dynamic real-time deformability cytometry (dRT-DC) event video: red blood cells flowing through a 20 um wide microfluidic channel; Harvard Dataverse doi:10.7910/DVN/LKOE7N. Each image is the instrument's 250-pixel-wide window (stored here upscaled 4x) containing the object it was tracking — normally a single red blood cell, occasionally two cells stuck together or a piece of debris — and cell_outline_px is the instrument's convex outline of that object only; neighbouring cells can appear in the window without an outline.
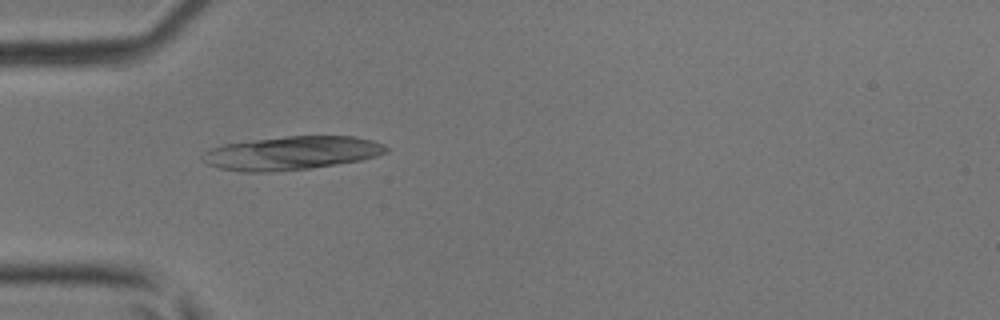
{"species": "common noctule bat (a hibernating species)", "species_latin": "Nyctalus noctula", "temperature_condition": "room temperature", "stored_images_in_passage": 43, "camera_frame_rate_fps": 3000, "um_per_image_px": 0.085, "animal": {"sex": "male", "body_mass_g": 17.9, "forearm_length_mm": 54.2}, "frame": {"image": 1, "passage_image": 11, "time_ms": 3.333, "image_size_px": [1000, 320], "cell_outline_px": [[388, 152], [376, 156], [360, 160], [336, 164], [308, 168], [268, 172], [240, 172], [220, 168], [208, 164], [200, 156], [204, 152], [212, 148], [224, 144], [252, 140], [288, 136], [352, 136], [372, 140], [384, 144], [388, 148]], "centroid_in_image_um": [24.78, 13.01], "position_along_channel_um": 60.2, "area_um2": 35.66}}